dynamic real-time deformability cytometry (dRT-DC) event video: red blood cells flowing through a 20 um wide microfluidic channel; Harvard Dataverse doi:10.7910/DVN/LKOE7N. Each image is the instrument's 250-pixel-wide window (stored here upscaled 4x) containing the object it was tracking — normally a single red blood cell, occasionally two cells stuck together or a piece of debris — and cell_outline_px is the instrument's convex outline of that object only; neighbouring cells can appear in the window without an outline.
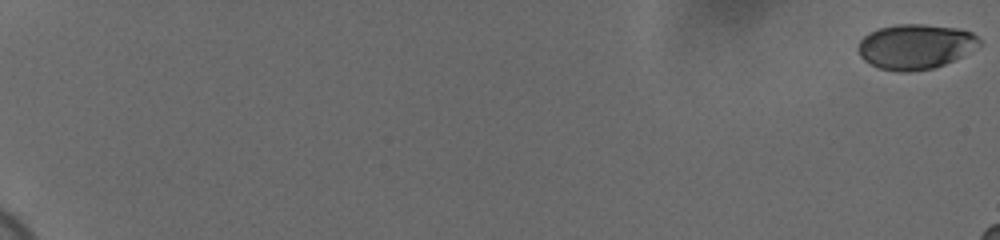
{"species": "human", "species_latin": "Homo sapiens", "temperature_condition": "cold", "stored_images_in_passage": 22, "camera_frame_rate_fps": 3000, "um_per_image_px": 0.085, "donor": {"sex": "female"}, "frame": {"image": 1, "passage_image": 1, "time_ms": 0.0, "image_size_px": [1000, 240], "cell_outline_px": [[980, 44], [960, 56], [944, 64], [932, 68], [908, 72], [900, 72], [880, 68], [868, 64], [860, 56], [856, 48], [860, 40], [864, 36], [880, 28], [900, 24], [920, 24], [956, 28], [972, 32], [980, 40]], "centroid_in_image_um": [77.76, 3.96], "position_along_channel_um": 7.2, "area_um2": 31.39}}
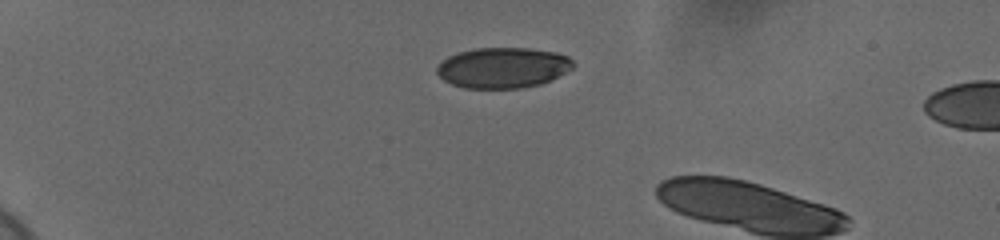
{"frame": {"image": 2, "passage_image": 18, "time_ms": 5.667, "image_size_px": [1000, 240], "cell_outline_px": [[576, 64], [572, 68], [540, 84], [520, 88], [464, 88], [452, 84], [444, 80], [436, 72], [436, 68], [448, 56], [460, 52], [476, 48], [528, 48], [556, 52], [568, 56]], "centroid_in_image_um": [42.74, 5.75], "position_along_channel_um": 42.3, "area_um2": 31.96}}